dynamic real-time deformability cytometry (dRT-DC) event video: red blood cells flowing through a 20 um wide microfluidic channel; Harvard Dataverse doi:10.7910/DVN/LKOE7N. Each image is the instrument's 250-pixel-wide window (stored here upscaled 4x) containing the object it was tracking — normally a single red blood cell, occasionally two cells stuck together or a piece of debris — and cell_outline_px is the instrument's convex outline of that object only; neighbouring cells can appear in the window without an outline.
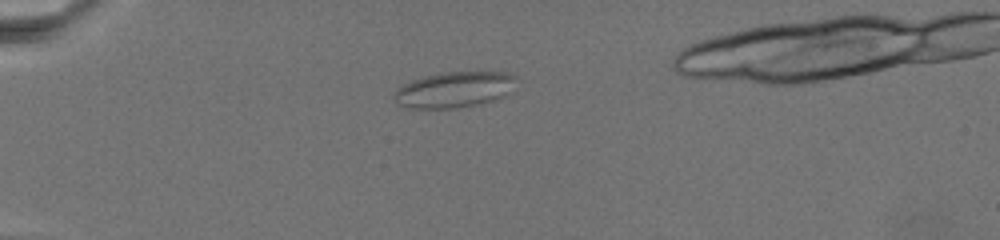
{"species": "common noctule bat (a hibernating species)", "species_latin": "Nyctalus noctula", "temperature_condition": "warm", "stored_images_in_passage": 52, "camera_frame_rate_fps": 3000, "um_per_image_px": 0.085, "animal": {"sex": "female", "body_mass_g": 19.5, "forearm_length_mm": 54.1}, "frame": {"image": 1, "passage_image": 1, "time_ms": 0.0, "image_size_px": [1000, 240], "cell_outline_px": [[516, 76], [508, 92], [504, 96], [492, 100], [472, 104], [448, 108], [412, 108], [400, 104], [392, 96], [392, 92], [396, 88], [412, 80], [444, 72], [504, 72]], "centroid_in_image_um": [38.55, 7.6], "position_along_channel_um": 46.5, "area_um2": 24.74}}
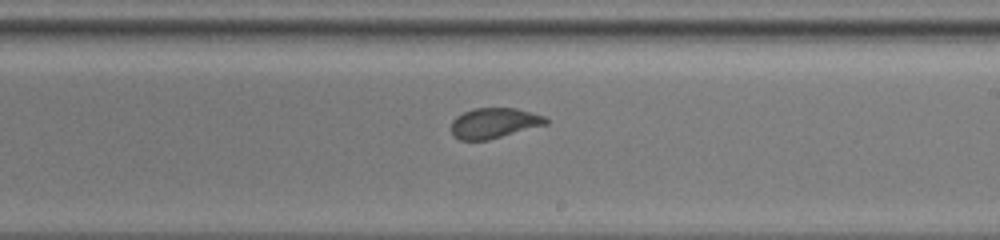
{"frame": {"image": 2, "passage_image": 22, "time_ms": 8.333, "image_size_px": [1000, 240], "cell_outline_px": [[548, 124], [488, 140], [460, 140], [452, 132], [452, 120], [456, 116], [464, 112], [476, 108], [516, 108], [532, 112], [544, 116], [548, 120]], "centroid_in_image_um": [42.02, 10.45], "position_along_channel_um": 247.0, "area_um2": 16.65}}
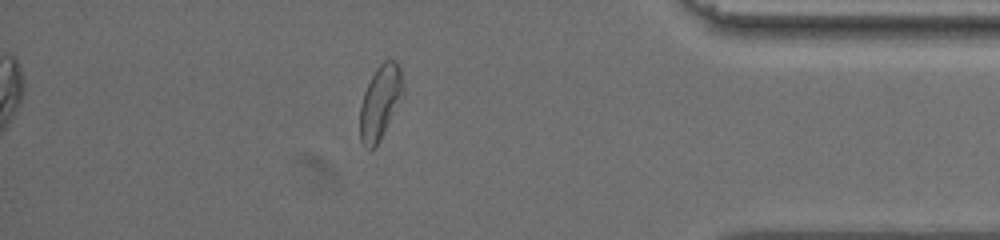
{"frame": {"image": 3, "passage_image": 45, "time_ms": 14.667, "image_size_px": [1000, 240], "cell_outline_px": [[404, 92], [380, 140], [372, 148], [364, 148], [360, 140], [360, 108], [364, 92], [376, 68], [384, 60], [392, 60], [400, 68]], "centroid_in_image_um": [32.3, 8.7], "position_along_channel_um": 402.9, "area_um2": 18.15}}